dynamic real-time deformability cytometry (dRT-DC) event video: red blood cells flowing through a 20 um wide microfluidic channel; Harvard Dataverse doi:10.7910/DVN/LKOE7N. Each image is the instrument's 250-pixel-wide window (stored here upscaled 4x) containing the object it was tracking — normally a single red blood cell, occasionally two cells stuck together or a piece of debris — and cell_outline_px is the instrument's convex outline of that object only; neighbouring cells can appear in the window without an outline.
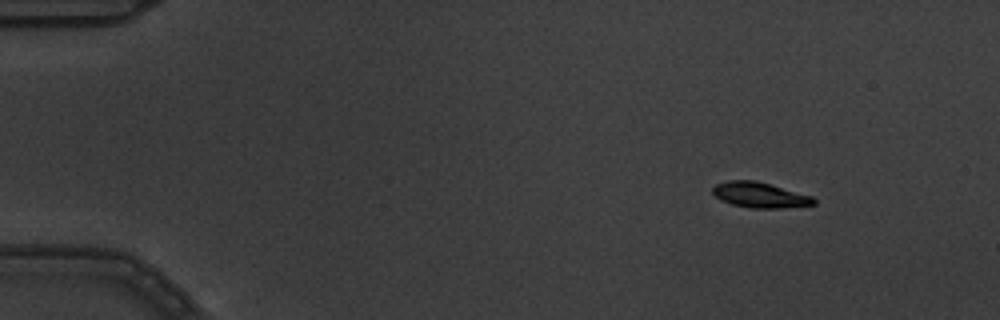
{"species": "common noctule bat (a hibernating species)", "species_latin": "Nyctalus noctula", "temperature_condition": "warm", "stored_images_in_passage": 4, "camera_frame_rate_fps": 3000, "um_per_image_px": 0.085, "animal": {"sex": "male", "body_mass_g": 19.5, "forearm_length_mm": 54.6}, "frame": {"image": 1, "passage_image": 1, "time_ms": 0.0, "image_size_px": [1000, 320], "cell_outline_px": [[816, 204], [780, 208], [752, 208], [732, 204], [720, 200], [712, 192], [712, 188], [716, 184], [728, 180], [756, 180], [812, 196], [816, 200]], "centroid_in_image_um": [64.57, 16.57], "position_along_channel_um": 20.4, "area_um2": 14.91}}
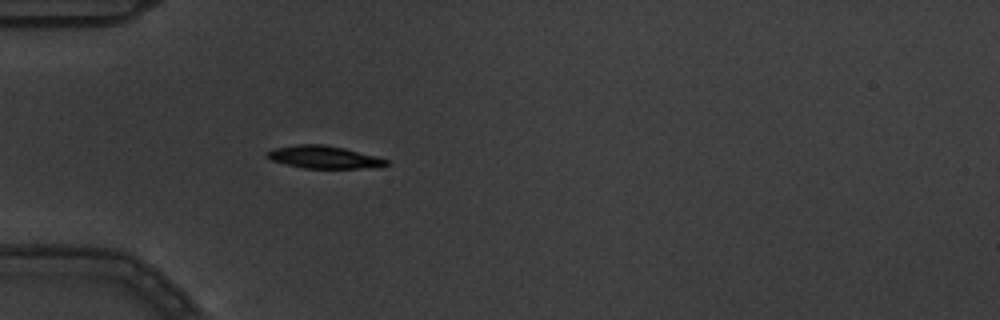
{"frame": {"image": 2, "passage_image": 4, "time_ms": 1.0, "image_size_px": [1000, 320], "cell_outline_px": [[388, 164], [360, 168], [304, 168], [272, 160], [264, 156], [264, 152], [272, 148], [296, 144], [324, 144], [344, 148], [376, 156], [388, 160]], "centroid_in_image_um": [27.43, 13.33], "position_along_channel_um": 57.6, "area_um2": 15.55}}